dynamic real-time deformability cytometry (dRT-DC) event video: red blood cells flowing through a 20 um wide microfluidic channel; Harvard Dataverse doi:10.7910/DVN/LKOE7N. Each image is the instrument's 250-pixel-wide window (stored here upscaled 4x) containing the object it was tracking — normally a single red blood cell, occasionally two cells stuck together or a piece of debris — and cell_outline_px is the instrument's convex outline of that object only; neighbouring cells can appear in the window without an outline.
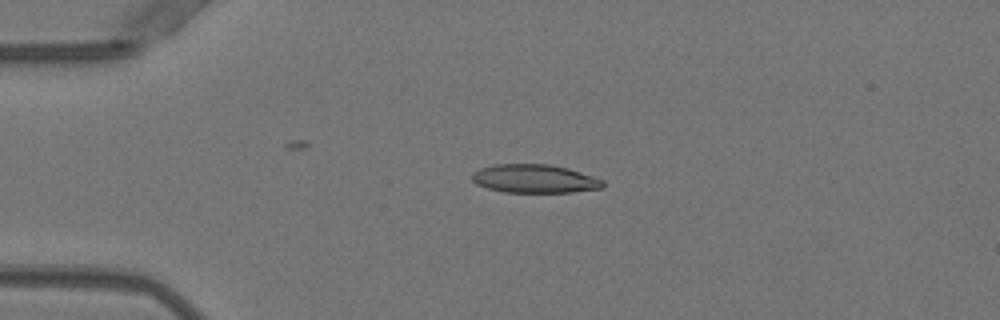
{"species": "Egyptian fruit bat (a non-hibernating species)", "species_latin": "Rousettus aegyptiacus", "temperature_condition": "warm", "stored_images_in_passage": 21, "camera_frame_rate_fps": 3000, "um_per_image_px": 0.085, "animal": {"sex": "female"}, "frame": {"image": 1, "passage_image": 1, "time_ms": 0.0, "image_size_px": [1000, 320], "cell_outline_px": [[604, 188], [572, 192], [504, 192], [488, 188], [476, 184], [472, 180], [472, 172], [480, 168], [492, 164], [548, 164], [568, 168], [604, 180]], "centroid_in_image_um": [45.43, 15.19], "position_along_channel_um": 39.6, "area_um2": 21.79}}
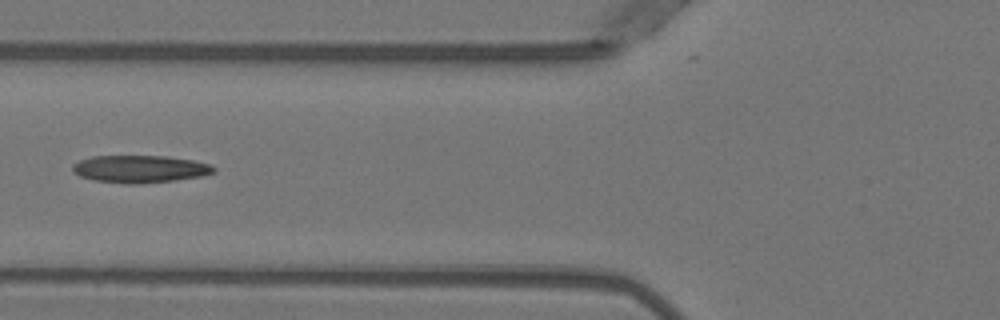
{"frame": {"image": 2, "passage_image": 9, "time_ms": 2.667, "image_size_px": [1000, 320], "cell_outline_px": [[216, 172], [200, 176], [176, 180], [140, 184], [124, 184], [92, 180], [80, 176], [72, 172], [72, 164], [80, 160], [92, 156], [168, 156], [192, 160], [212, 164], [216, 168]], "centroid_in_image_um": [11.89, 14.37], "position_along_channel_um": 113.9, "area_um2": 22.83}}
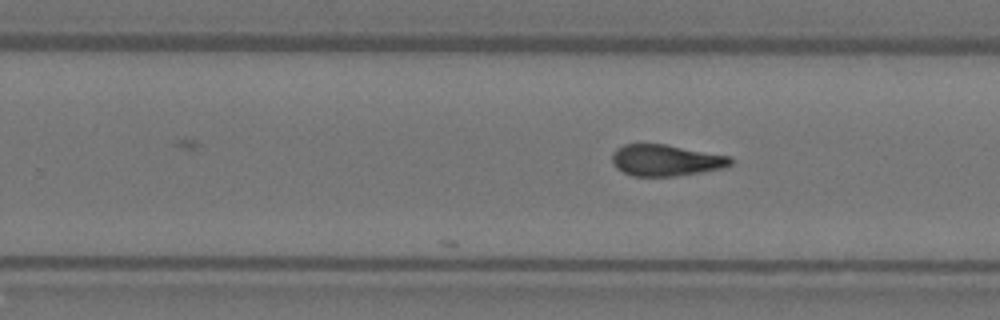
{"frame": {"image": 3, "passage_image": 21, "time_ms": 6.667, "image_size_px": [1000, 320], "cell_outline_px": [[732, 164], [724, 168], [676, 176], [632, 176], [616, 168], [612, 164], [612, 152], [616, 148], [624, 144], [664, 144], [732, 156]], "centroid_in_image_um": [56.59, 13.62], "position_along_channel_um": 273.2, "area_um2": 21.79}}